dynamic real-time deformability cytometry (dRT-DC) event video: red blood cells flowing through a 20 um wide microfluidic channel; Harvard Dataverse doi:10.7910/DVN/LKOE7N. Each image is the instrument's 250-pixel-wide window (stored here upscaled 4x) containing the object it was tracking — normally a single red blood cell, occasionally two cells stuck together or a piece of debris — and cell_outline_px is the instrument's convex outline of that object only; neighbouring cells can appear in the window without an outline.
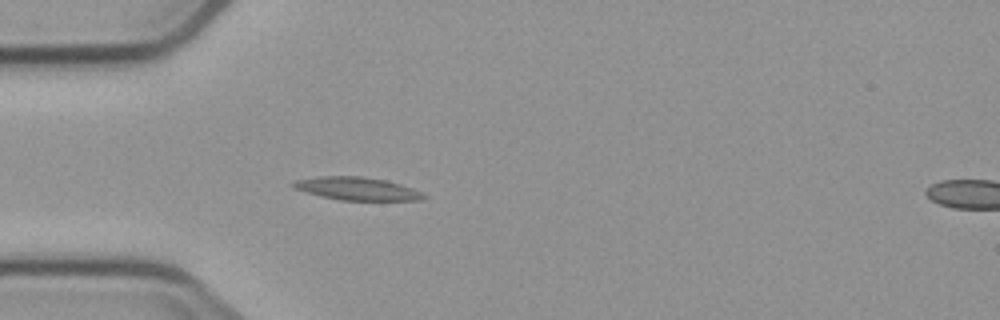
{"species": "common noctule bat (a hibernating species)", "species_latin": "Nyctalus noctula", "temperature_condition": "cold", "stored_images_in_passage": 3, "camera_frame_rate_fps": 3000, "um_per_image_px": 0.085, "animal": {"sex": "male", "body_mass_g": 23.1, "forearm_length_mm": 52.7}, "frame": {"image": 1, "passage_image": 3, "time_ms": 2.333, "image_size_px": [1000, 320], "cell_outline_px": [[428, 196], [420, 200], [340, 200], [320, 196], [296, 188], [288, 184], [292, 180], [320, 176], [360, 176], [384, 180], [400, 184], [412, 188]], "centroid_in_image_um": [30.3, 16.03], "position_along_channel_um": 54.7, "area_um2": 17.34}}